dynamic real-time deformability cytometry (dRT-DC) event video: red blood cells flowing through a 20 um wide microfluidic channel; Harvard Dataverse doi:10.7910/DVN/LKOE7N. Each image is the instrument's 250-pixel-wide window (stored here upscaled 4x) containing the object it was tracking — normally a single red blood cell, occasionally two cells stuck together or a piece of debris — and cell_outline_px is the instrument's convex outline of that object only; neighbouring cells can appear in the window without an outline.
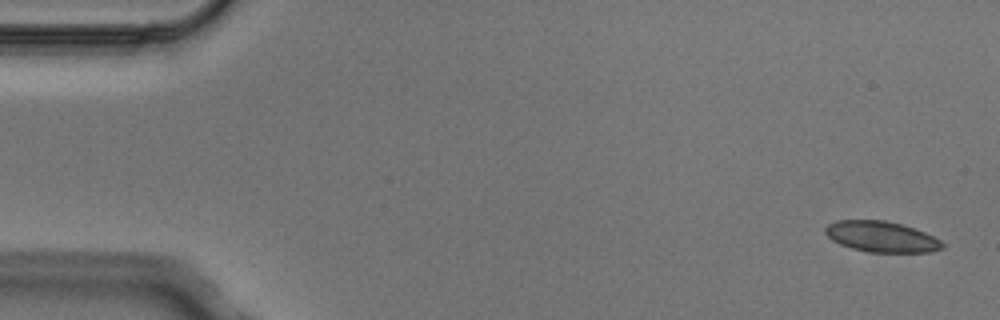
{"species": "Egyptian fruit bat (a non-hibernating species)", "species_latin": "Rousettus aegyptiacus", "temperature_condition": "cold", "stored_images_in_passage": 7, "camera_frame_rate_fps": 3000, "um_per_image_px": 0.085, "animal": {"sex": "male"}, "frame": {"image": 1, "passage_image": 1, "time_ms": 0.0, "image_size_px": [1000, 320], "cell_outline_px": [[944, 248], [932, 252], [868, 252], [852, 248], [840, 244], [832, 240], [824, 232], [824, 228], [828, 224], [836, 220], [884, 220], [900, 224], [924, 232], [940, 240], [944, 244]], "centroid_in_image_um": [74.9, 20.12], "position_along_channel_um": 10.1, "area_um2": 20.92}}
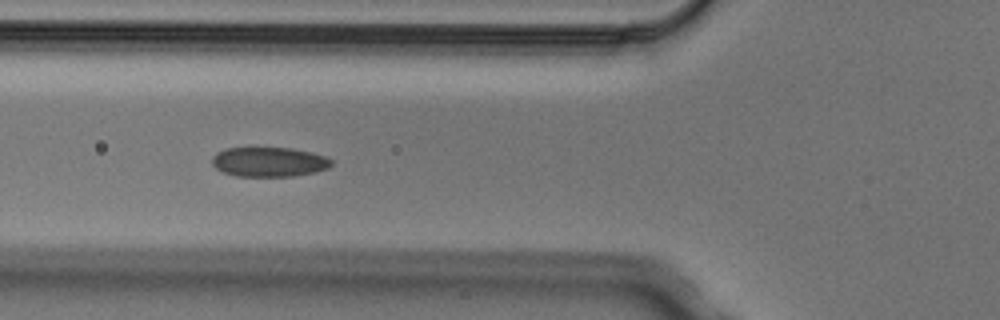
{"frame": {"image": 2, "passage_image": 6, "time_ms": 1.667, "image_size_px": [1000, 320], "cell_outline_px": [[332, 164], [328, 168], [316, 172], [292, 176], [236, 176], [224, 172], [216, 168], [212, 164], [212, 156], [216, 152], [224, 148], [252, 144], [292, 148], [312, 152], [324, 156], [332, 160]], "centroid_in_image_um": [22.81, 13.7], "position_along_channel_um": 103.0, "area_um2": 21.62}}
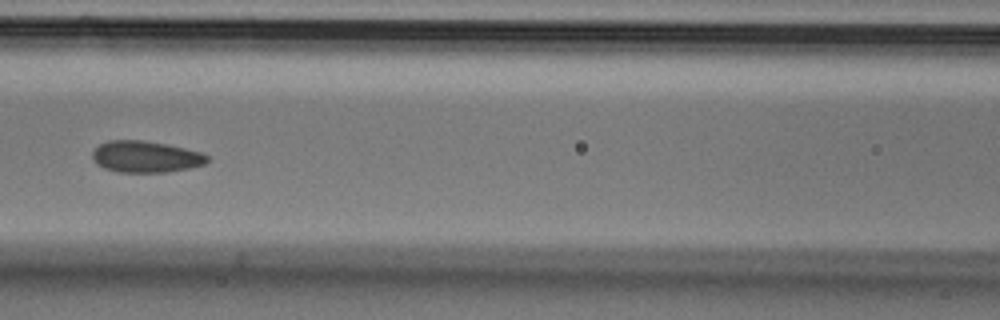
{"frame": {"image": 3, "passage_image": 7, "time_ms": 2.0, "image_size_px": [1000, 320], "cell_outline_px": [[208, 160], [204, 164], [188, 168], [168, 172], [120, 172], [104, 168], [96, 164], [92, 160], [92, 152], [100, 144], [108, 140], [140, 140], [168, 144], [200, 152], [208, 156]], "centroid_in_image_um": [12.35, 13.32], "position_along_channel_um": 154.3, "area_um2": 21.04}}